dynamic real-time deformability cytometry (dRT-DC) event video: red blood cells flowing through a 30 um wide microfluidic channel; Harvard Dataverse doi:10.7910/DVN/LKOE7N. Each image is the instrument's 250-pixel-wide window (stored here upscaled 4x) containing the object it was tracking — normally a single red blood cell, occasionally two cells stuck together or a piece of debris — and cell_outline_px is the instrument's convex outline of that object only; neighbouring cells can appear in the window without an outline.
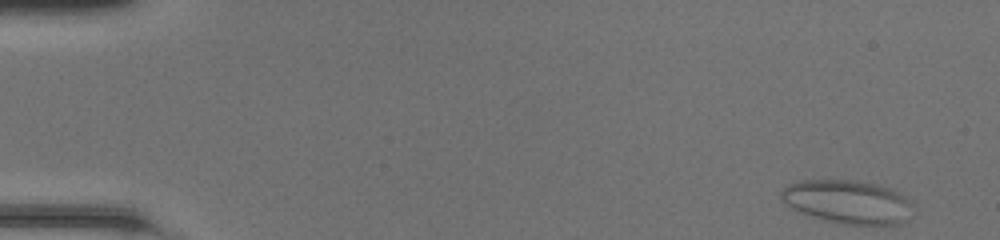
{"species": "common noctule bat (a hibernating species)", "species_latin": "Nyctalus noctula", "temperature_condition": "room temperature", "stored_images_in_passage": 47, "camera_frame_rate_fps": 3000, "um_per_image_px": 0.085, "animal": {"sex": "female", "body_mass_g": 20.0, "forearm_length_mm": 54.0}, "frame": {"image": 1, "passage_image": 1, "time_ms": 0.0, "image_size_px": [1000, 240], "cell_outline_px": [[912, 204], [904, 220], [900, 224], [844, 224], [828, 220], [800, 212], [792, 208], [780, 200], [780, 192], [788, 184], [800, 180], [856, 180], [876, 184], [892, 188], [904, 196]], "centroid_in_image_um": [72.0, 17.13], "position_along_channel_um": 13.0, "area_um2": 33.0}}
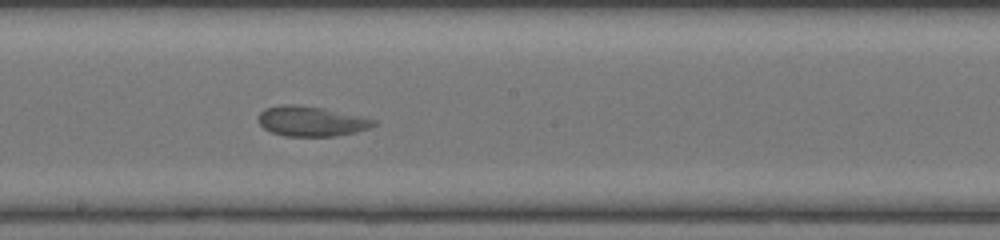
{"frame": {"image": 2, "passage_image": 26, "time_ms": 8.333, "image_size_px": [1000, 240], "cell_outline_px": [[376, 124], [368, 128], [356, 132], [336, 136], [284, 136], [272, 132], [264, 128], [260, 124], [260, 112], [264, 108], [284, 104], [296, 104], [324, 108], [360, 116], [376, 120]], "centroid_in_image_um": [26.46, 10.3], "position_along_channel_um": 221.7, "area_um2": 20.06}}
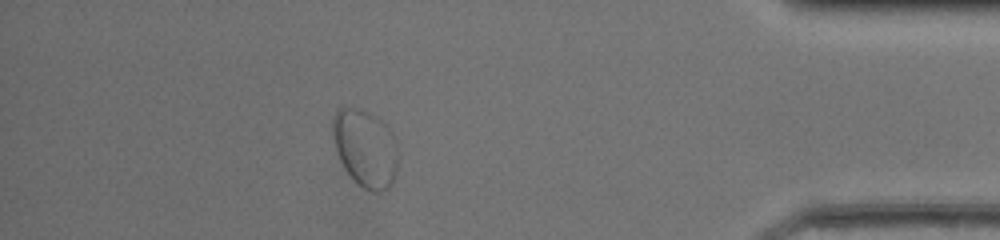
{"frame": {"image": 3, "passage_image": 42, "time_ms": 13.667, "image_size_px": [1000, 240], "cell_outline_px": [[400, 144], [396, 172], [388, 188], [380, 192], [372, 192], [364, 188], [344, 168], [336, 152], [332, 136], [332, 116], [336, 108], [360, 108], [376, 116], [392, 132]], "centroid_in_image_um": [31.06, 12.56], "position_along_channel_um": 404.1, "area_um2": 29.94}, "authors_computed_cell_mechanics": {"area_um2": 24.2182, "velocity_mm_per_s": 4.1973, "shape_relaxation_time_tau1_ms": null, "shape_relaxation_time_tau2_ms": 1.0964, "deformation_change_tau1": null, "deformation_change_tau2": 0.0628}}